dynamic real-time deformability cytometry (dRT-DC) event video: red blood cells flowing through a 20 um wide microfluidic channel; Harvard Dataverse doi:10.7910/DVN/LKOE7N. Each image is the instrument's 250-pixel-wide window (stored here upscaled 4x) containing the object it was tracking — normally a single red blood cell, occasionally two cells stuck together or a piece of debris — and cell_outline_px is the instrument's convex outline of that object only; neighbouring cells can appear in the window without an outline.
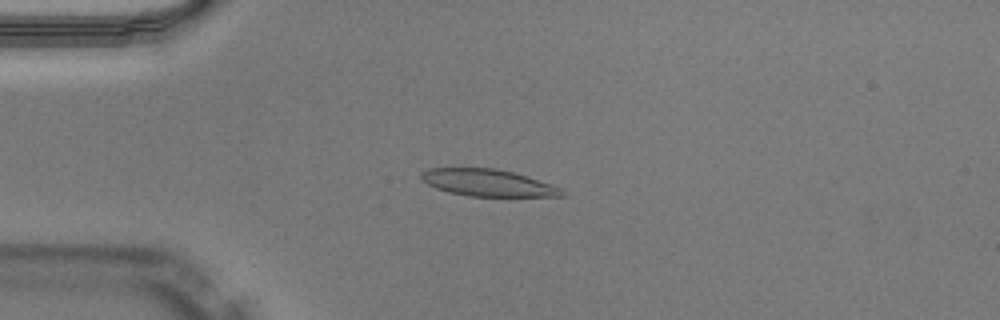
{"species": "Egyptian fruit bat (a non-hibernating species)", "species_latin": "Rousettus aegyptiacus", "temperature_condition": "warm", "stored_images_in_passage": 49, "camera_frame_rate_fps": 3000, "um_per_image_px": 0.085, "animal": {"sex": "male"}, "frame": {"image": 1, "passage_image": 12, "time_ms": 3.667, "image_size_px": [1000, 320], "cell_outline_px": [[568, 192], [564, 196], [468, 196], [448, 192], [436, 188], [428, 184], [420, 176], [420, 172], [428, 168], [496, 168], [528, 176], [560, 188]], "centroid_in_image_um": [41.46, 15.53], "position_along_channel_um": 43.5, "area_um2": 22.02}}
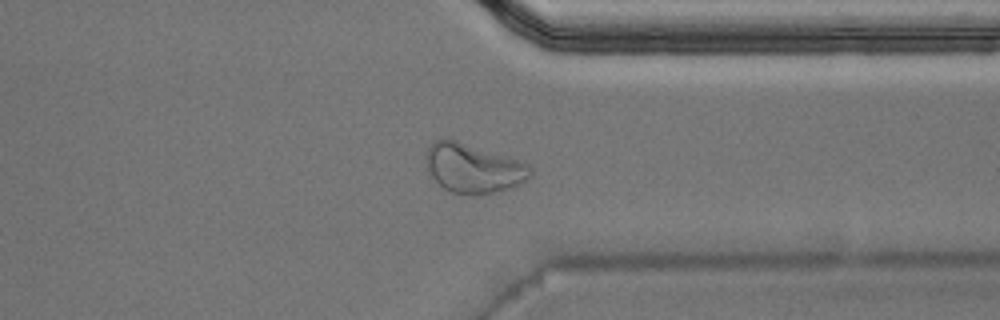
{"frame": {"image": 2, "passage_image": 38, "time_ms": 12.333, "image_size_px": [1000, 320], "cell_outline_px": [[532, 172], [520, 184], [508, 188], [492, 192], [452, 192], [444, 188], [432, 176], [428, 168], [428, 148], [436, 140], [456, 140], [528, 164], [532, 168]], "centroid_in_image_um": [40.24, 14.28], "position_along_channel_um": 371.2, "area_um2": 28.32}}
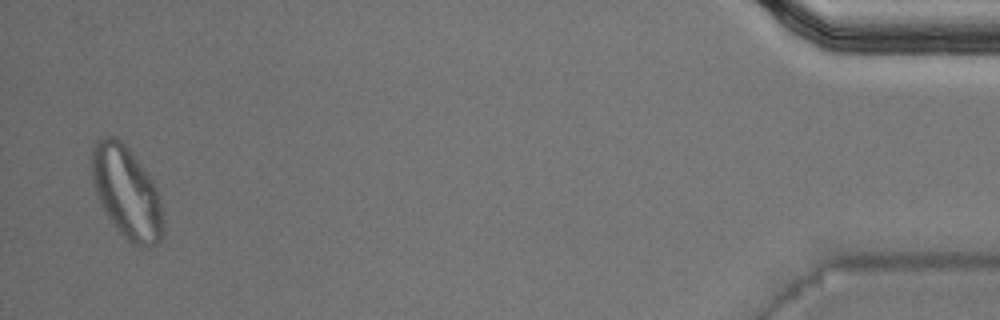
{"frame": {"image": 3, "passage_image": 48, "time_ms": 15.667, "image_size_px": [1000, 320], "cell_outline_px": [[164, 232], [160, 240], [156, 244], [140, 248], [132, 244], [120, 232], [108, 216], [96, 196], [92, 176], [92, 148], [96, 140], [104, 136], [116, 136], [128, 148], [148, 176], [156, 188], [160, 200], [164, 228]], "centroid_in_image_um": [10.76, 16.37], "position_along_channel_um": 424.4, "area_um2": 37.8}, "authors_computed_cell_mechanics": {"area_um2": 23.1778, "velocity_mm_per_s": 4.0466, "shape_relaxation_time_tau1_ms": 11.2195, "shape_relaxation_time_tau2_ms": 2.1109, "deformation_change_tau1": 0.3146, "deformation_change_tau2": 0.1102}}